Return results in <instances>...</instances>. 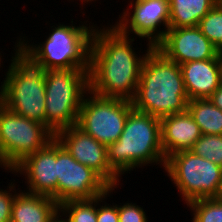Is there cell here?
Returning a JSON list of instances; mask_svg holds the SVG:
<instances>
[{
    "instance_id": "6da1fadb",
    "label": "cell",
    "mask_w": 222,
    "mask_h": 222,
    "mask_svg": "<svg viewBox=\"0 0 222 222\" xmlns=\"http://www.w3.org/2000/svg\"><path fill=\"white\" fill-rule=\"evenodd\" d=\"M135 38L123 35L114 25L99 29L92 36L89 67V90L105 98L132 101L139 83L141 68L148 52L137 55Z\"/></svg>"
},
{
    "instance_id": "7a4b0ae2",
    "label": "cell",
    "mask_w": 222,
    "mask_h": 222,
    "mask_svg": "<svg viewBox=\"0 0 222 222\" xmlns=\"http://www.w3.org/2000/svg\"><path fill=\"white\" fill-rule=\"evenodd\" d=\"M188 101L180 65L153 47L141 68L133 108L161 119L187 111Z\"/></svg>"
},
{
    "instance_id": "3957f363",
    "label": "cell",
    "mask_w": 222,
    "mask_h": 222,
    "mask_svg": "<svg viewBox=\"0 0 222 222\" xmlns=\"http://www.w3.org/2000/svg\"><path fill=\"white\" fill-rule=\"evenodd\" d=\"M85 22L88 21L75 26L72 19L70 26H54L42 44H29V40H25V37L22 40L20 36L14 45L15 49L44 70L89 69L91 42L96 25L90 26L89 23L88 26Z\"/></svg>"
},
{
    "instance_id": "277c9868",
    "label": "cell",
    "mask_w": 222,
    "mask_h": 222,
    "mask_svg": "<svg viewBox=\"0 0 222 222\" xmlns=\"http://www.w3.org/2000/svg\"><path fill=\"white\" fill-rule=\"evenodd\" d=\"M107 154L111 169L119 177L149 164L162 165L164 169L166 158L161 146L160 118L133 108L119 139L107 146Z\"/></svg>"
},
{
    "instance_id": "5b68a950",
    "label": "cell",
    "mask_w": 222,
    "mask_h": 222,
    "mask_svg": "<svg viewBox=\"0 0 222 222\" xmlns=\"http://www.w3.org/2000/svg\"><path fill=\"white\" fill-rule=\"evenodd\" d=\"M5 77L0 103L15 114L45 125V70L16 49Z\"/></svg>"
},
{
    "instance_id": "8992f818",
    "label": "cell",
    "mask_w": 222,
    "mask_h": 222,
    "mask_svg": "<svg viewBox=\"0 0 222 222\" xmlns=\"http://www.w3.org/2000/svg\"><path fill=\"white\" fill-rule=\"evenodd\" d=\"M89 91V69L45 70V126L55 135L77 125L82 100Z\"/></svg>"
},
{
    "instance_id": "52a82bcc",
    "label": "cell",
    "mask_w": 222,
    "mask_h": 222,
    "mask_svg": "<svg viewBox=\"0 0 222 222\" xmlns=\"http://www.w3.org/2000/svg\"><path fill=\"white\" fill-rule=\"evenodd\" d=\"M164 169L185 204L201 198L222 197V167L190 150L168 156Z\"/></svg>"
},
{
    "instance_id": "ba28073f",
    "label": "cell",
    "mask_w": 222,
    "mask_h": 222,
    "mask_svg": "<svg viewBox=\"0 0 222 222\" xmlns=\"http://www.w3.org/2000/svg\"><path fill=\"white\" fill-rule=\"evenodd\" d=\"M54 138L55 135L44 124L15 114L0 103L1 168L12 171Z\"/></svg>"
},
{
    "instance_id": "9c48e42d",
    "label": "cell",
    "mask_w": 222,
    "mask_h": 222,
    "mask_svg": "<svg viewBox=\"0 0 222 222\" xmlns=\"http://www.w3.org/2000/svg\"><path fill=\"white\" fill-rule=\"evenodd\" d=\"M132 109V101L105 98L89 90L82 100L77 126L108 146L119 139Z\"/></svg>"
},
{
    "instance_id": "30bf717a",
    "label": "cell",
    "mask_w": 222,
    "mask_h": 222,
    "mask_svg": "<svg viewBox=\"0 0 222 222\" xmlns=\"http://www.w3.org/2000/svg\"><path fill=\"white\" fill-rule=\"evenodd\" d=\"M111 186L93 169L77 162L57 140V203L92 199Z\"/></svg>"
},
{
    "instance_id": "8fae6325",
    "label": "cell",
    "mask_w": 222,
    "mask_h": 222,
    "mask_svg": "<svg viewBox=\"0 0 222 222\" xmlns=\"http://www.w3.org/2000/svg\"><path fill=\"white\" fill-rule=\"evenodd\" d=\"M132 1H134L132 3ZM129 8L123 10L114 26L126 36L147 39L148 44L155 47L165 36L169 28V0H132ZM133 9V10H132ZM132 12V13H131ZM160 26H164L160 30ZM159 28V29H158Z\"/></svg>"
},
{
    "instance_id": "7c38bea8",
    "label": "cell",
    "mask_w": 222,
    "mask_h": 222,
    "mask_svg": "<svg viewBox=\"0 0 222 222\" xmlns=\"http://www.w3.org/2000/svg\"><path fill=\"white\" fill-rule=\"evenodd\" d=\"M55 138L79 163L97 172L111 187L119 186L120 177L108 162L107 146L85 133L77 125L61 129Z\"/></svg>"
},
{
    "instance_id": "4fadbf2b",
    "label": "cell",
    "mask_w": 222,
    "mask_h": 222,
    "mask_svg": "<svg viewBox=\"0 0 222 222\" xmlns=\"http://www.w3.org/2000/svg\"><path fill=\"white\" fill-rule=\"evenodd\" d=\"M155 48L166 58L179 65L213 59L220 52L198 26L168 28L165 36Z\"/></svg>"
},
{
    "instance_id": "5bb4252c",
    "label": "cell",
    "mask_w": 222,
    "mask_h": 222,
    "mask_svg": "<svg viewBox=\"0 0 222 222\" xmlns=\"http://www.w3.org/2000/svg\"><path fill=\"white\" fill-rule=\"evenodd\" d=\"M11 172L25 174L29 193L50 196L57 202V139L27 156Z\"/></svg>"
},
{
    "instance_id": "9a60e30c",
    "label": "cell",
    "mask_w": 222,
    "mask_h": 222,
    "mask_svg": "<svg viewBox=\"0 0 222 222\" xmlns=\"http://www.w3.org/2000/svg\"><path fill=\"white\" fill-rule=\"evenodd\" d=\"M160 133L165 158L173 153L191 150L202 135L199 126L188 110L162 117L160 119Z\"/></svg>"
},
{
    "instance_id": "2e32d148",
    "label": "cell",
    "mask_w": 222,
    "mask_h": 222,
    "mask_svg": "<svg viewBox=\"0 0 222 222\" xmlns=\"http://www.w3.org/2000/svg\"><path fill=\"white\" fill-rule=\"evenodd\" d=\"M189 100L209 98L222 84L219 54L213 59L180 65Z\"/></svg>"
},
{
    "instance_id": "e0dca14e",
    "label": "cell",
    "mask_w": 222,
    "mask_h": 222,
    "mask_svg": "<svg viewBox=\"0 0 222 222\" xmlns=\"http://www.w3.org/2000/svg\"><path fill=\"white\" fill-rule=\"evenodd\" d=\"M20 191L12 204L10 222H48L59 209L58 203L50 196Z\"/></svg>"
},
{
    "instance_id": "ac0fdd59",
    "label": "cell",
    "mask_w": 222,
    "mask_h": 222,
    "mask_svg": "<svg viewBox=\"0 0 222 222\" xmlns=\"http://www.w3.org/2000/svg\"><path fill=\"white\" fill-rule=\"evenodd\" d=\"M220 0H169V28L198 26Z\"/></svg>"
},
{
    "instance_id": "d6986e66",
    "label": "cell",
    "mask_w": 222,
    "mask_h": 222,
    "mask_svg": "<svg viewBox=\"0 0 222 222\" xmlns=\"http://www.w3.org/2000/svg\"><path fill=\"white\" fill-rule=\"evenodd\" d=\"M187 110L202 134H222V110L215 106L209 98L189 100Z\"/></svg>"
},
{
    "instance_id": "ffe728a7",
    "label": "cell",
    "mask_w": 222,
    "mask_h": 222,
    "mask_svg": "<svg viewBox=\"0 0 222 222\" xmlns=\"http://www.w3.org/2000/svg\"><path fill=\"white\" fill-rule=\"evenodd\" d=\"M98 196L92 199L69 200L59 205L69 222H97Z\"/></svg>"
},
{
    "instance_id": "44dd1931",
    "label": "cell",
    "mask_w": 222,
    "mask_h": 222,
    "mask_svg": "<svg viewBox=\"0 0 222 222\" xmlns=\"http://www.w3.org/2000/svg\"><path fill=\"white\" fill-rule=\"evenodd\" d=\"M192 222H222V197L201 198L187 203Z\"/></svg>"
},
{
    "instance_id": "7402d4cb",
    "label": "cell",
    "mask_w": 222,
    "mask_h": 222,
    "mask_svg": "<svg viewBox=\"0 0 222 222\" xmlns=\"http://www.w3.org/2000/svg\"><path fill=\"white\" fill-rule=\"evenodd\" d=\"M198 27L209 41L222 51V1H219L200 20Z\"/></svg>"
},
{
    "instance_id": "603a6c76",
    "label": "cell",
    "mask_w": 222,
    "mask_h": 222,
    "mask_svg": "<svg viewBox=\"0 0 222 222\" xmlns=\"http://www.w3.org/2000/svg\"><path fill=\"white\" fill-rule=\"evenodd\" d=\"M190 151L222 167V134H202Z\"/></svg>"
},
{
    "instance_id": "cb8c5ba5",
    "label": "cell",
    "mask_w": 222,
    "mask_h": 222,
    "mask_svg": "<svg viewBox=\"0 0 222 222\" xmlns=\"http://www.w3.org/2000/svg\"><path fill=\"white\" fill-rule=\"evenodd\" d=\"M115 189L116 187H111L106 194L98 196L97 222H119L118 205H107V202L104 201L107 199V196H110L109 194H111V192L113 193V190ZM101 202H105V204L103 203L104 206H101Z\"/></svg>"
},
{
    "instance_id": "d4e9b609",
    "label": "cell",
    "mask_w": 222,
    "mask_h": 222,
    "mask_svg": "<svg viewBox=\"0 0 222 222\" xmlns=\"http://www.w3.org/2000/svg\"><path fill=\"white\" fill-rule=\"evenodd\" d=\"M118 216L119 222H148L143 207L133 202L118 205Z\"/></svg>"
},
{
    "instance_id": "484cf974",
    "label": "cell",
    "mask_w": 222,
    "mask_h": 222,
    "mask_svg": "<svg viewBox=\"0 0 222 222\" xmlns=\"http://www.w3.org/2000/svg\"><path fill=\"white\" fill-rule=\"evenodd\" d=\"M15 186L12 181L10 185L8 184L9 189L7 188V191L0 189V222L11 221L12 204L16 196ZM12 192H14V194Z\"/></svg>"
},
{
    "instance_id": "4316f807",
    "label": "cell",
    "mask_w": 222,
    "mask_h": 222,
    "mask_svg": "<svg viewBox=\"0 0 222 222\" xmlns=\"http://www.w3.org/2000/svg\"><path fill=\"white\" fill-rule=\"evenodd\" d=\"M210 101L222 110V84L209 97Z\"/></svg>"
},
{
    "instance_id": "83f0119b",
    "label": "cell",
    "mask_w": 222,
    "mask_h": 222,
    "mask_svg": "<svg viewBox=\"0 0 222 222\" xmlns=\"http://www.w3.org/2000/svg\"><path fill=\"white\" fill-rule=\"evenodd\" d=\"M61 217H64V214L60 211V209H58L48 222H69L66 216L65 219Z\"/></svg>"
},
{
    "instance_id": "f1b7e54d",
    "label": "cell",
    "mask_w": 222,
    "mask_h": 222,
    "mask_svg": "<svg viewBox=\"0 0 222 222\" xmlns=\"http://www.w3.org/2000/svg\"><path fill=\"white\" fill-rule=\"evenodd\" d=\"M220 66H221V79H222V51L219 52Z\"/></svg>"
},
{
    "instance_id": "f546056e",
    "label": "cell",
    "mask_w": 222,
    "mask_h": 222,
    "mask_svg": "<svg viewBox=\"0 0 222 222\" xmlns=\"http://www.w3.org/2000/svg\"><path fill=\"white\" fill-rule=\"evenodd\" d=\"M82 3H83V5H84V3H86V2H92V1H94V0H80ZM96 1V0H95Z\"/></svg>"
}]
</instances>
